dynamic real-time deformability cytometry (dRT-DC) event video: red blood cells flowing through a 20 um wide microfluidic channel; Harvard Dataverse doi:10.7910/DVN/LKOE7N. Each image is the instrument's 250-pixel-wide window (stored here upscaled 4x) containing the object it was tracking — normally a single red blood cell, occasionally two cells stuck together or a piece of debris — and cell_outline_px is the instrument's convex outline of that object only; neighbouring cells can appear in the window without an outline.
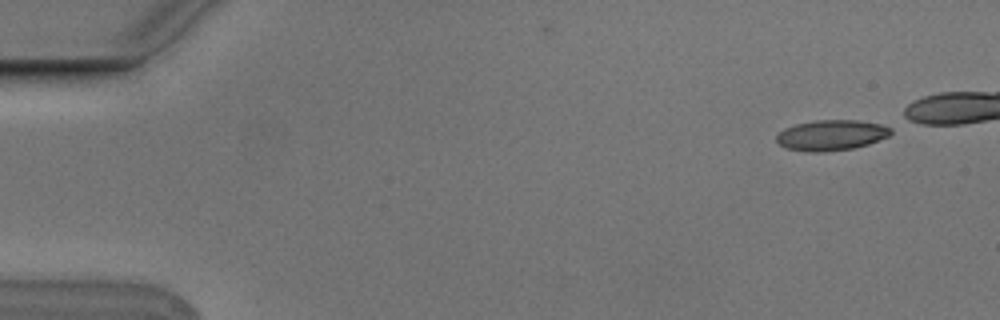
{"species": "Egyptian fruit bat (a non-hibernating species)", "species_latin": "Rousettus aegyptiacus", "temperature_condition": "cold", "stored_images_in_passage": 6, "camera_frame_rate_fps": 3000, "um_per_image_px": 0.085, "animal": {"sex": "male"}, "frame": {"image": 1, "passage_image": 1, "time_ms": 0.0, "image_size_px": [1000, 320], "cell_outline_px": [[892, 132], [888, 136], [868, 144], [852, 148], [824, 152], [808, 152], [784, 148], [776, 140], [776, 136], [784, 128], [796, 124], [816, 120], [856, 120], [880, 124], [892, 128]], "centroid_in_image_um": [70.64, 11.49], "position_along_channel_um": 14.4, "area_um2": 20.29}}